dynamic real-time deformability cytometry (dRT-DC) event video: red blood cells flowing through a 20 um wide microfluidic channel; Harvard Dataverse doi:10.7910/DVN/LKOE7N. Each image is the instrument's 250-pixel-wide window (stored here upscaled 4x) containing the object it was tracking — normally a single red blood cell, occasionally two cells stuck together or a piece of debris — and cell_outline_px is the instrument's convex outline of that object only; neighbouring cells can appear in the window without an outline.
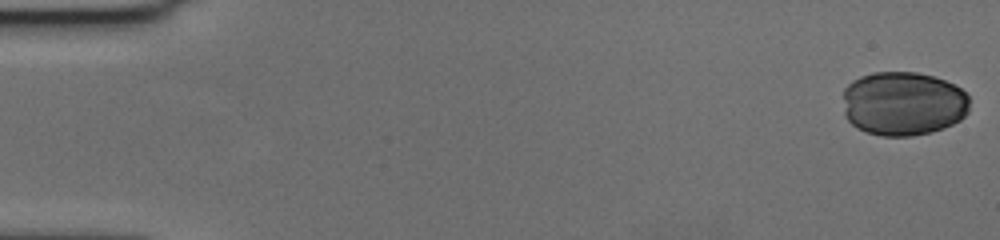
{"species": "human", "species_latin": "Homo sapiens", "temperature_condition": "cold", "stored_images_in_passage": 58, "camera_frame_rate_fps": 3000, "um_per_image_px": 0.085, "donor": {"sex": "female"}, "frame": {"image": 1, "passage_image": 1, "time_ms": 0.0, "image_size_px": [1000, 240], "cell_outline_px": [[968, 112], [960, 120], [952, 124], [932, 132], [912, 136], [880, 136], [856, 128], [848, 120], [844, 112], [844, 88], [852, 80], [860, 76], [872, 72], [916, 72], [932, 76], [944, 80], [960, 88], [968, 96]], "centroid_in_image_um": [76.75, 8.8], "position_along_channel_um": 8.2, "area_um2": 47.45}}
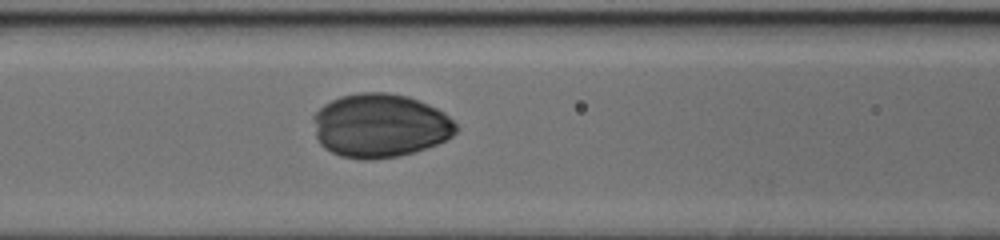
{"frame": {"image": 2, "passage_image": 25, "time_ms": 8.0, "image_size_px": [1000, 240], "cell_outline_px": [[460, 128], [452, 136], [436, 144], [400, 156], [372, 160], [364, 160], [340, 156], [324, 148], [320, 144], [316, 136], [312, 120], [312, 116], [324, 104], [340, 96], [360, 92], [388, 92], [408, 96], [420, 100], [444, 112]], "centroid_in_image_um": [32.29, 10.67], "position_along_channel_um": 134.3, "area_um2": 53.35}}
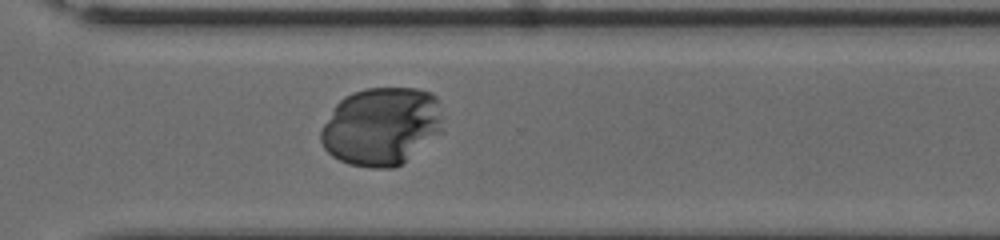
{"frame": {"image": 3, "passage_image": 42, "time_ms": 13.667, "image_size_px": [1000, 240], "cell_outline_px": [[444, 132], [404, 164], [392, 168], [372, 168], [348, 164], [332, 156], [324, 148], [320, 140], [320, 132], [324, 124], [336, 104], [344, 96], [352, 92], [364, 88], [416, 88], [432, 92], [440, 100]], "centroid_in_image_um": [32.49, 10.74], "position_along_channel_um": 338.1, "area_um2": 56.7}}